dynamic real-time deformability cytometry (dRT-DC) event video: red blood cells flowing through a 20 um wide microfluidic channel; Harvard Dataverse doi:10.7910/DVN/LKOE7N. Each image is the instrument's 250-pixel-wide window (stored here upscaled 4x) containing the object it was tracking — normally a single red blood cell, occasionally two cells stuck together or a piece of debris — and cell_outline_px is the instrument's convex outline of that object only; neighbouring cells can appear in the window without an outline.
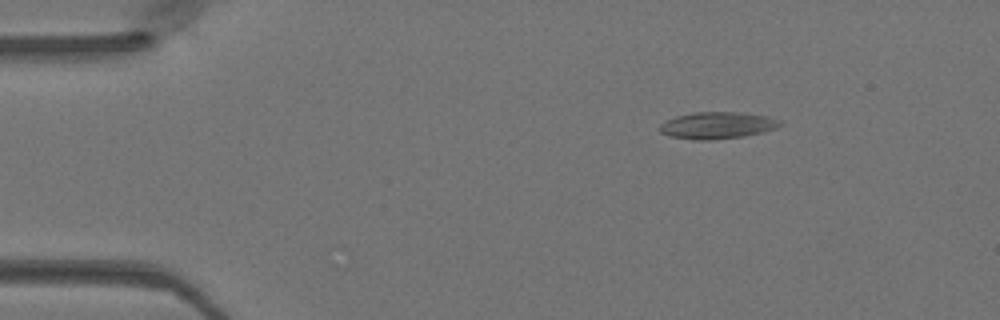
{"species": "Egyptian fruit bat (a non-hibernating species)", "species_latin": "Rousettus aegyptiacus", "temperature_condition": "warm", "stored_images_in_passage": 42, "camera_frame_rate_fps": 3000, "um_per_image_px": 0.085, "animal": {"sex": "female"}, "frame": {"image": 1, "passage_image": 1, "time_ms": 0.0, "image_size_px": [1000, 320], "cell_outline_px": [[780, 124], [776, 128], [764, 132], [740, 136], [708, 140], [692, 140], [668, 136], [660, 132], [660, 124], [676, 116], [696, 112], [740, 112], [768, 116], [780, 120]], "centroid_in_image_um": [60.95, 10.65], "position_along_channel_um": 24.1, "area_um2": 18.67}}
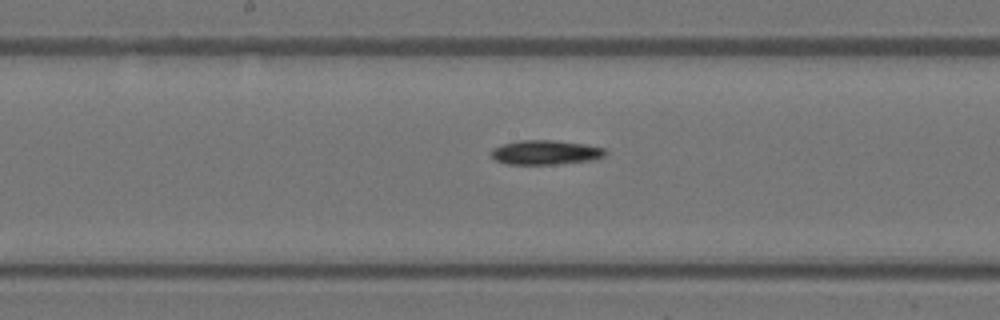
{"frame": {"image": 2, "passage_image": 19, "time_ms": 6.0, "image_size_px": [1000, 320], "cell_outline_px": [[608, 152], [604, 156], [592, 160], [556, 164], [508, 164], [496, 160], [492, 156], [492, 148], [504, 144], [520, 140], [552, 140], [584, 144], [604, 148]], "centroid_in_image_um": [46.39, 12.95], "position_along_channel_um": 201.8, "area_um2": 16.07}}
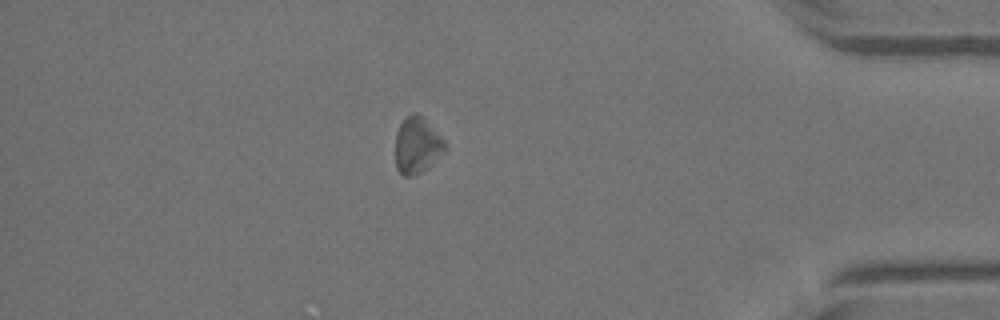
{"frame": {"image": 3, "passage_image": 36, "time_ms": 11.667, "image_size_px": [1000, 320], "cell_outline_px": [[444, 148], [428, 168], [412, 176], [404, 176], [396, 168], [396, 132], [404, 116], [412, 112], [416, 112], [444, 140]], "centroid_in_image_um": [35.39, 12.34], "position_along_channel_um": 399.8, "area_um2": 15.78}}